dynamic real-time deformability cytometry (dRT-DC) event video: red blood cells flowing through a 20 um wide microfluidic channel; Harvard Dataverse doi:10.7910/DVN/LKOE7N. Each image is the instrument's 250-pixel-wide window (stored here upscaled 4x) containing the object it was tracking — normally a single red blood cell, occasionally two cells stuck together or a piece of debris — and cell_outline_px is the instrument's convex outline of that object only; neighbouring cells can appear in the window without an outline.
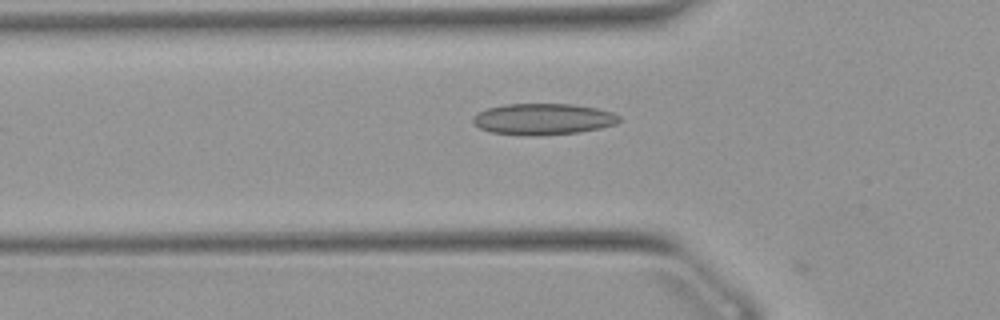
{"species": "Egyptian fruit bat (a non-hibernating species)", "species_latin": "Rousettus aegyptiacus", "temperature_condition": "warm", "stored_images_in_passage": 3, "camera_frame_rate_fps": 3000, "um_per_image_px": 0.085, "animal": {"sex": "female"}, "frame": {"image": 1, "passage_image": 2, "time_ms": 0.333, "image_size_px": [1000, 320], "cell_outline_px": [[620, 120], [616, 124], [600, 128], [576, 132], [532, 136], [492, 132], [480, 128], [472, 120], [472, 116], [488, 108], [504, 104], [572, 104], [596, 108], [612, 112], [620, 116]], "centroid_in_image_um": [46.17, 10.11], "position_along_channel_um": 79.6, "area_um2": 26.41}}